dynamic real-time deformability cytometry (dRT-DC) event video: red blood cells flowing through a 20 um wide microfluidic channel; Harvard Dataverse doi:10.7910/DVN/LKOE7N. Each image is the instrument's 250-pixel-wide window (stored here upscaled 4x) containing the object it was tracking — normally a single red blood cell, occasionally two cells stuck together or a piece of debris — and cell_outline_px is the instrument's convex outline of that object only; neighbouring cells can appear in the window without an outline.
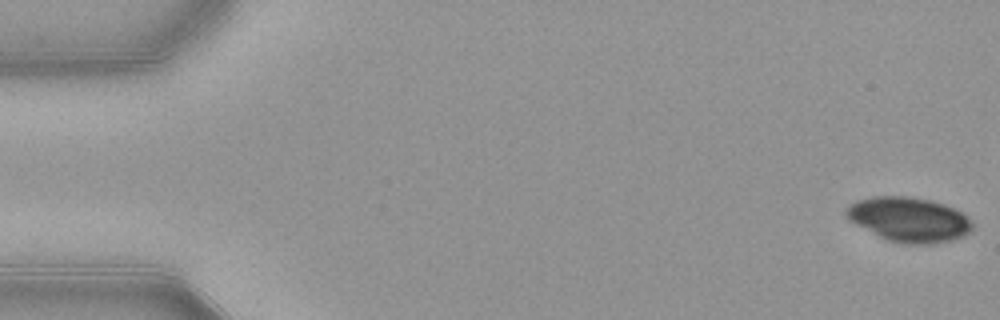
{"species": "common noctule bat (a hibernating species)", "species_latin": "Nyctalus noctula", "temperature_condition": "warm", "stored_images_in_passage": 46, "camera_frame_rate_fps": 3000, "um_per_image_px": 0.085, "animal": {"sex": "female", "body_mass_g": 21.9}, "frame": {"image": 1, "passage_image": 1, "time_ms": 0.0, "image_size_px": [1000, 320], "cell_outline_px": [[972, 228], [968, 232], [952, 240], [936, 244], [904, 244], [888, 240], [880, 236], [852, 220], [844, 212], [856, 200], [872, 196], [904, 196], [928, 200], [944, 204], [960, 212], [972, 224]], "centroid_in_image_um": [77.27, 18.66], "position_along_channel_um": 7.7, "area_um2": 31.96}}
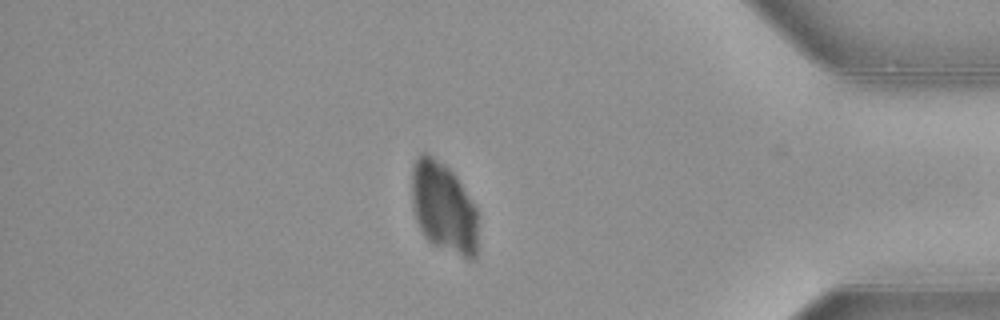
{"frame": {"image": 2, "passage_image": 45, "time_ms": 14.667, "image_size_px": [1000, 320], "cell_outline_px": [[476, 256], [472, 260], [468, 260], [432, 244], [424, 236], [416, 220], [412, 204], [412, 164], [416, 156], [420, 152], [428, 152], [444, 164], [456, 176], [476, 208]], "centroid_in_image_um": [37.67, 17.61], "position_along_channel_um": 397.5, "area_um2": 35.08}}